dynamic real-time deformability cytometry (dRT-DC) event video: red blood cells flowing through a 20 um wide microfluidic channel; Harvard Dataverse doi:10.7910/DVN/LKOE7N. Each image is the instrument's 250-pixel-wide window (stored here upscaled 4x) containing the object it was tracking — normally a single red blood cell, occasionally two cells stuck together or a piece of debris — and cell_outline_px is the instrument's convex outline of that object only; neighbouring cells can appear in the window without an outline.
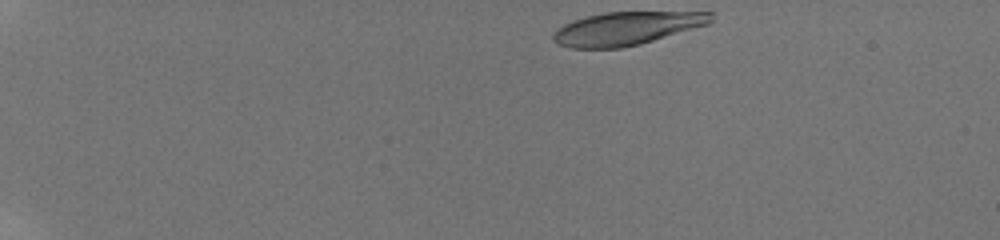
{"species": "human", "species_latin": "Homo sapiens", "temperature_condition": "room temperature", "stored_images_in_passage": 13, "camera_frame_rate_fps": 3000, "um_per_image_px": 0.085, "donor": {"sex": "male"}, "frame": {"image": 1, "passage_image": 1, "time_ms": 0.0, "image_size_px": [1000, 240], "cell_outline_px": [[712, 20], [708, 24], [640, 44], [620, 48], [568, 48], [556, 44], [552, 40], [552, 32], [564, 24], [572, 20], [604, 12], [712, 12]], "centroid_in_image_um": [53.19, 2.42], "position_along_channel_um": 31.8, "area_um2": 30.46}}
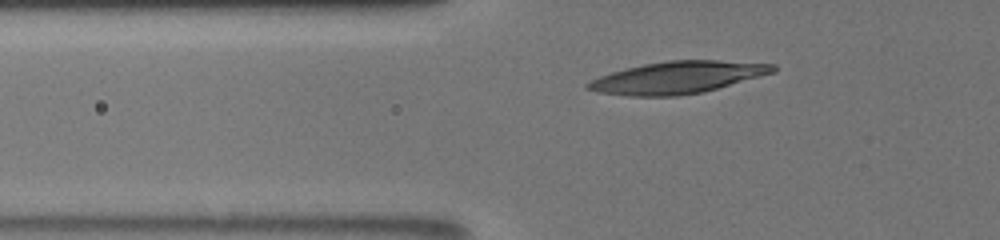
{"frame": {"image": 2, "passage_image": 10, "time_ms": 3.667, "image_size_px": [1000, 240], "cell_outline_px": [[776, 72], [704, 92], [676, 96], [628, 96], [596, 92], [584, 88], [584, 84], [600, 76], [612, 72], [644, 64], [668, 60], [716, 60], [776, 64]], "centroid_in_image_um": [57.59, 6.59], "position_along_channel_um": 68.2, "area_um2": 34.68}}